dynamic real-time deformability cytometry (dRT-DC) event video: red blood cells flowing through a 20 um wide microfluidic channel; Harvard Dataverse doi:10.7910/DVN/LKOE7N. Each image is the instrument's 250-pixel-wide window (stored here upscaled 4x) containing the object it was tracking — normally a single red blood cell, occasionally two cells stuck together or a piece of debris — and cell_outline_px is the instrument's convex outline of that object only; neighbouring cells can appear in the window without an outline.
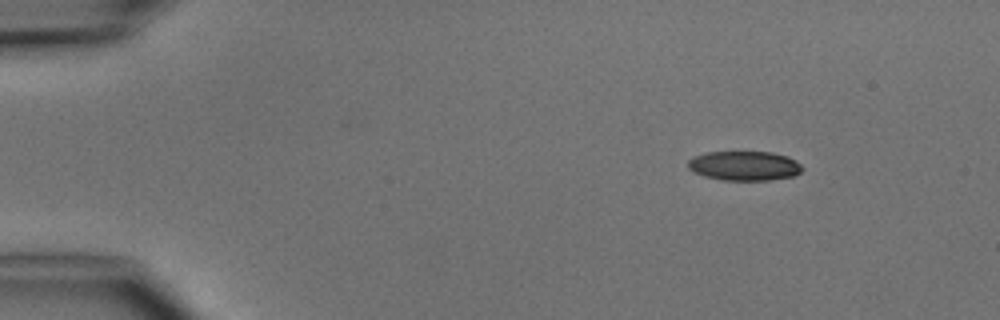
{"species": "common noctule bat (a hibernating species)", "species_latin": "Nyctalus noctula", "temperature_condition": "cold", "stored_images_in_passage": 4, "camera_frame_rate_fps": 3000, "um_per_image_px": 0.085, "animal": {"sex": "male", "body_mass_g": 15.6}, "frame": {"image": 1, "passage_image": 1, "time_ms": 0.0, "image_size_px": [1000, 320], "cell_outline_px": [[804, 168], [796, 176], [768, 180], [724, 180], [704, 176], [692, 172], [688, 168], [688, 160], [692, 156], [704, 152], [772, 152], [788, 156], [796, 160]], "centroid_in_image_um": [63.27, 14.09], "position_along_channel_um": 21.7, "area_um2": 19.88}}
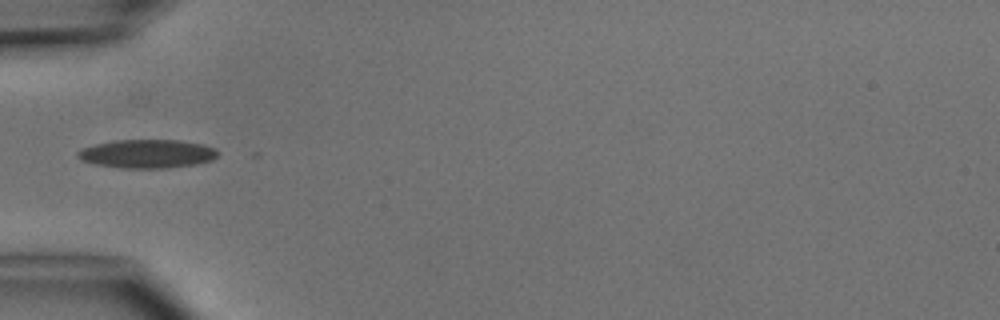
{"frame": {"image": 2, "passage_image": 4, "time_ms": 3.333, "image_size_px": [1000, 320], "cell_outline_px": [[220, 152], [212, 160], [196, 164], [168, 168], [124, 168], [96, 164], [80, 160], [76, 156], [76, 152], [84, 148], [96, 144], [116, 140], [180, 140], [204, 144], [216, 148]], "centroid_in_image_um": [12.55, 13.07], "position_along_channel_um": 72.5, "area_um2": 23.41}}